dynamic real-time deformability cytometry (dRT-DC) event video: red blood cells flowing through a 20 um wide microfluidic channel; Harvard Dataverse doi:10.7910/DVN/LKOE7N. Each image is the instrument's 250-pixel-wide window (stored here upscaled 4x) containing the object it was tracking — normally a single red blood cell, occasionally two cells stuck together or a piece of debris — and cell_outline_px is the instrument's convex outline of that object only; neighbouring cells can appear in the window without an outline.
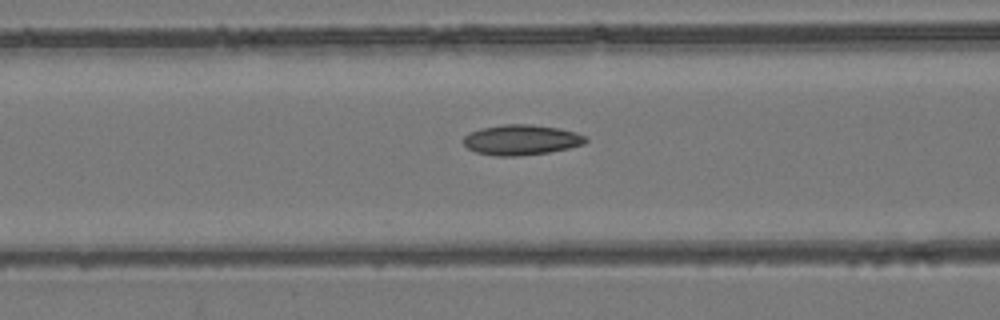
{"species": "common noctule bat (a hibernating species)", "species_latin": "Nyctalus noctula", "temperature_condition": "room temperature", "stored_images_in_passage": 54, "camera_frame_rate_fps": 3000, "um_per_image_px": 0.085, "animal": {"sex": "female", "body_mass_g": 24.6, "forearm_length_mm": 56.2}, "frame": {"image": 1, "passage_image": 22, "time_ms": 7.0, "image_size_px": [1000, 320], "cell_outline_px": [[588, 140], [584, 144], [568, 148], [548, 152], [520, 156], [496, 156], [476, 152], [468, 148], [464, 144], [464, 136], [480, 128], [504, 124], [532, 124], [556, 128], [576, 132], [584, 136]], "centroid_in_image_um": [44.3, 11.89], "position_along_channel_um": 122.3, "area_um2": 21.44}}
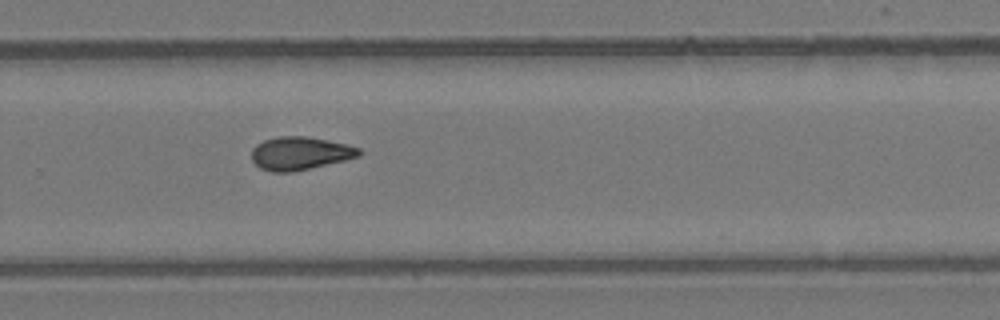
{"frame": {"image": 2, "passage_image": 36, "time_ms": 11.667, "image_size_px": [1000, 320], "cell_outline_px": [[360, 156], [344, 160], [292, 172], [272, 172], [260, 168], [252, 160], [252, 148], [256, 144], [264, 140], [276, 136], [304, 136], [328, 140], [348, 144], [360, 148]], "centroid_in_image_um": [25.48, 13.02], "position_along_channel_um": 304.3, "area_um2": 20.69}}
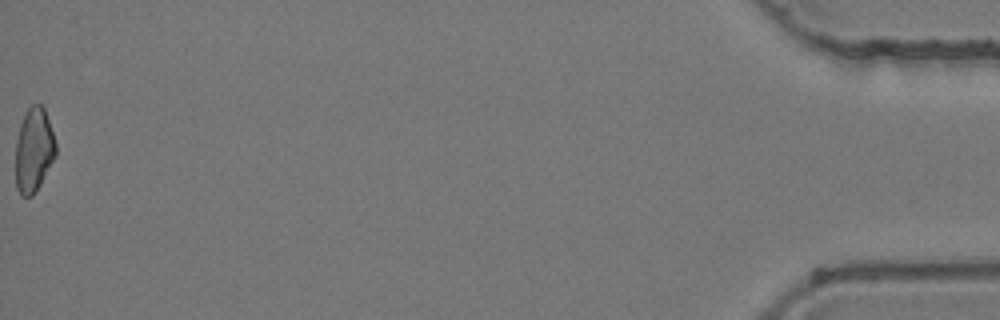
{"frame": {"image": 3, "passage_image": 54, "time_ms": 17.667, "image_size_px": [1000, 320], "cell_outline_px": [[56, 156], [40, 184], [32, 196], [20, 196], [16, 188], [16, 140], [20, 124], [28, 108], [32, 104], [40, 104], [44, 108], [56, 144]], "centroid_in_image_um": [2.87, 12.77], "position_along_channel_um": 432.3, "area_um2": 19.59}, "authors_computed_cell_mechanics": {"area_um2": 20.6057, "velocity_mm_per_s": 3.9067, "shape_relaxation_time_tau1_ms": 5.5524, "shape_relaxation_time_tau2_ms": 9.3797, "deformation_change_tau1": 0.1237, "deformation_change_tau2": 0.1644}}